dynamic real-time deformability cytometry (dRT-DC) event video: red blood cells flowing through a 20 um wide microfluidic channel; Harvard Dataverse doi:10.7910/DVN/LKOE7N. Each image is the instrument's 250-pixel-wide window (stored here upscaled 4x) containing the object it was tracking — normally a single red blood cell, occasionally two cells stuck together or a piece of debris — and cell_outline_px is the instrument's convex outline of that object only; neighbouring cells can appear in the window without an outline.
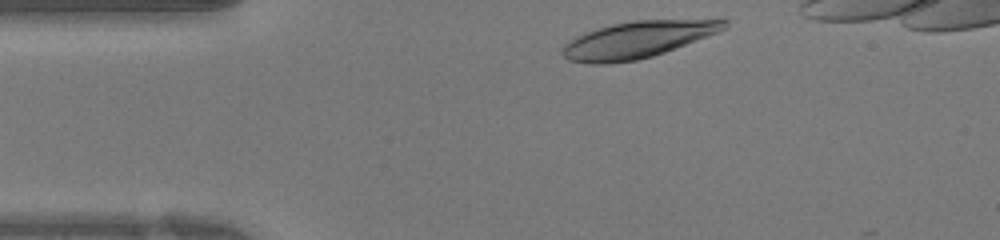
{"species": "human", "species_latin": "Homo sapiens", "temperature_condition": "warm", "stored_images_in_passage": 31, "camera_frame_rate_fps": 3000, "um_per_image_px": 0.085, "donor": {"sex": "female"}, "frame": {"image": 1, "passage_image": 1, "time_ms": 0.0, "image_size_px": [1000, 240], "cell_outline_px": [[728, 28], [664, 52], [652, 56], [636, 60], [608, 64], [588, 64], [568, 60], [560, 52], [564, 44], [576, 36], [584, 32], [612, 24], [636, 20], [728, 20]], "centroid_in_image_um": [54.12, 3.38], "position_along_channel_um": 30.9, "area_um2": 34.28}}
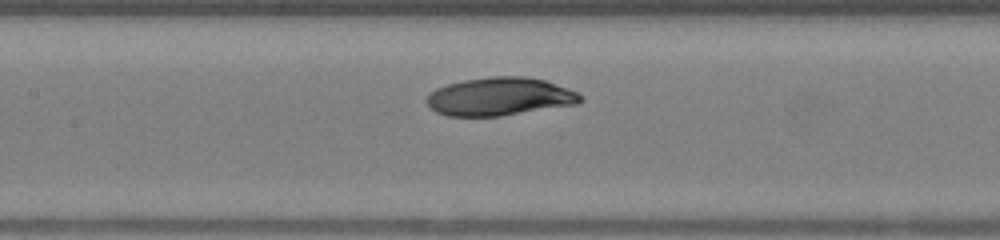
{"frame": {"image": 2, "passage_image": 12, "time_ms": 3.667, "image_size_px": [1000, 240], "cell_outline_px": [[584, 100], [576, 104], [500, 116], [448, 116], [436, 112], [428, 104], [428, 92], [436, 88], [448, 84], [464, 80], [492, 76], [524, 76], [544, 80], [568, 88], [576, 92]], "centroid_in_image_um": [42.47, 8.21], "position_along_channel_um": 164.9, "area_um2": 33.93}}
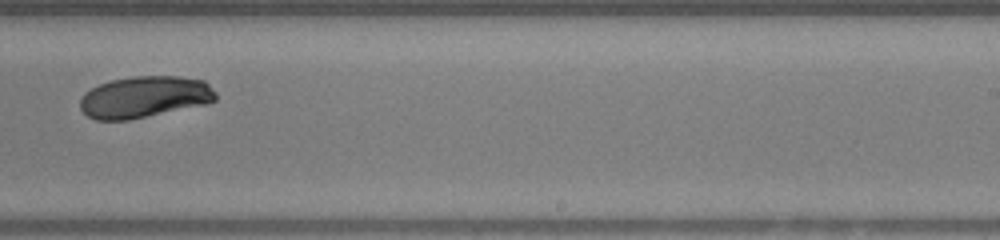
{"frame": {"image": 3, "passage_image": 19, "time_ms": 6.0, "image_size_px": [1000, 240], "cell_outline_px": [[216, 100], [208, 104], [128, 120], [96, 120], [88, 116], [80, 108], [80, 100], [84, 92], [100, 84], [112, 80], [132, 76], [180, 76], [204, 80], [216, 92]], "centroid_in_image_um": [12.3, 8.24], "position_along_channel_um": 276.7, "area_um2": 33.0}}